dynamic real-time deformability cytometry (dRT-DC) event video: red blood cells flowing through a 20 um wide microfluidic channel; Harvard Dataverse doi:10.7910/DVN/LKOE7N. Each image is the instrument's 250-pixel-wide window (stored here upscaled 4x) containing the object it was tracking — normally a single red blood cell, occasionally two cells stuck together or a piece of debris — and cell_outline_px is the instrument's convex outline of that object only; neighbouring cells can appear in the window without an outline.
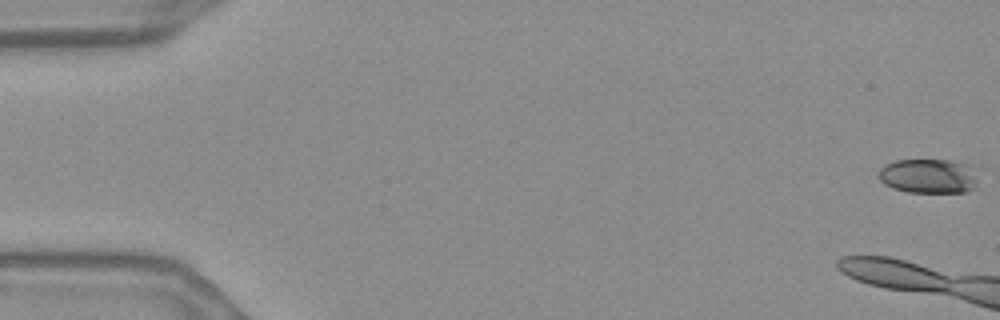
{"species": "Egyptian fruit bat (a non-hibernating species)", "species_latin": "Rousettus aegyptiacus", "temperature_condition": "warm", "stored_images_in_passage": 6, "camera_frame_rate_fps": 3000, "um_per_image_px": 0.085, "frame": {"image": 1, "passage_image": 1, "time_ms": 0.0, "image_size_px": [1000, 320], "cell_outline_px": [[980, 168], [976, 180], [972, 188], [968, 192], [908, 192], [892, 188], [884, 184], [880, 180], [880, 168], [896, 160], [948, 160], [972, 164]], "centroid_in_image_um": [79.01, 14.95], "position_along_channel_um": 6.0, "area_um2": 20.29}}